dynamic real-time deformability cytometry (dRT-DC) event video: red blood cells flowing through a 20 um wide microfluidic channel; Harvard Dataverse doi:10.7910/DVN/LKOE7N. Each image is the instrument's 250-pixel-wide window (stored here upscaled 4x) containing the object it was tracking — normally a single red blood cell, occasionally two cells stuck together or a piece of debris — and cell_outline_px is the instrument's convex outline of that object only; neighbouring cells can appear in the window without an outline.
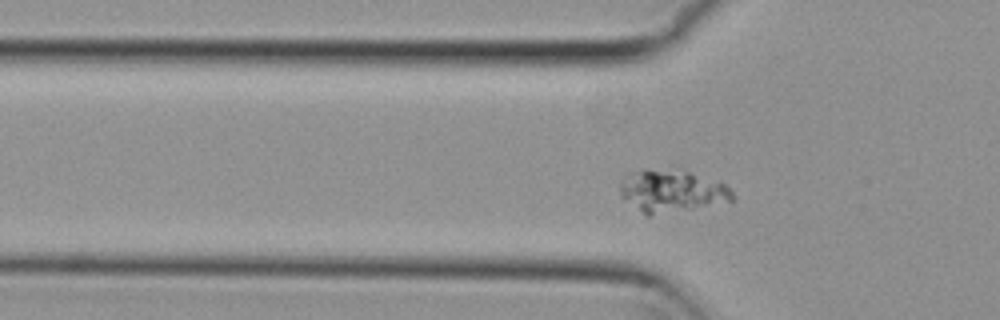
{"species": "common noctule bat (a hibernating species)", "species_latin": "Nyctalus noctula", "temperature_condition": "cold", "stored_images_in_passage": 48, "camera_frame_rate_fps": 3000, "um_per_image_px": 0.085, "animal": {"sex": "female", "body_mass_g": 29.2, "forearm_length_mm": 56.3}, "frame": {"image": 1, "passage_image": 10, "time_ms": 3.0, "image_size_px": [1000, 320], "cell_outline_px": [[736, 200], [648, 216], [624, 200], [620, 196], [620, 184], [624, 176], [632, 172], [644, 168], [688, 172], [724, 184], [736, 196]], "centroid_in_image_um": [57.04, 16.24], "position_along_channel_um": 68.8, "area_um2": 27.22}}
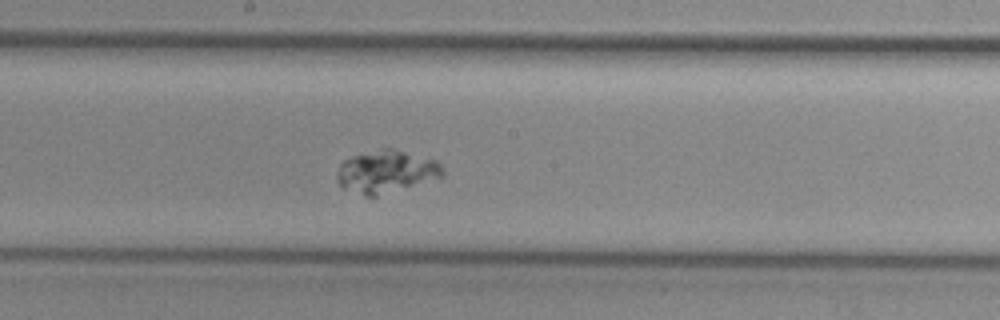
{"frame": {"image": 2, "passage_image": 22, "time_ms": 7.0, "image_size_px": [1000, 320], "cell_outline_px": [[444, 176], [376, 196], [364, 196], [340, 188], [336, 180], [336, 172], [340, 164], [344, 160], [352, 156], [384, 148], [392, 148], [436, 160], [440, 164], [444, 172]], "centroid_in_image_um": [32.77, 14.6], "position_along_channel_um": 215.4, "area_um2": 26.13}}
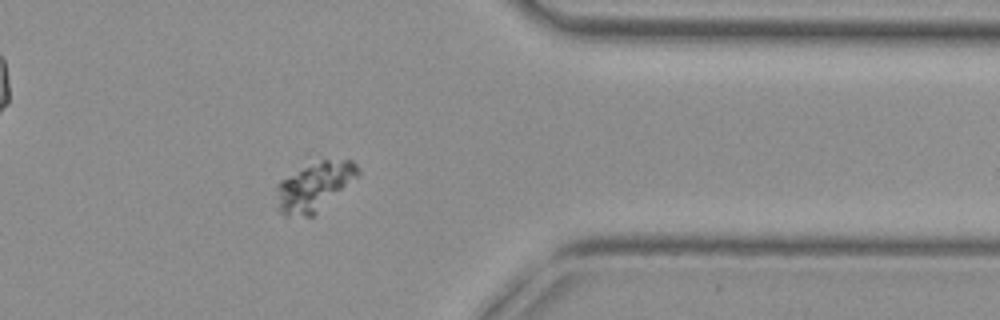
{"frame": {"image": 3, "passage_image": 37, "time_ms": 12.0, "image_size_px": [1000, 320], "cell_outline_px": [[360, 172], [356, 176], [312, 216], [284, 216], [276, 212], [276, 184], [280, 180], [320, 160], [352, 160], [360, 168]], "centroid_in_image_um": [26.64, 15.88], "position_along_channel_um": 384.8, "area_um2": 22.54}}